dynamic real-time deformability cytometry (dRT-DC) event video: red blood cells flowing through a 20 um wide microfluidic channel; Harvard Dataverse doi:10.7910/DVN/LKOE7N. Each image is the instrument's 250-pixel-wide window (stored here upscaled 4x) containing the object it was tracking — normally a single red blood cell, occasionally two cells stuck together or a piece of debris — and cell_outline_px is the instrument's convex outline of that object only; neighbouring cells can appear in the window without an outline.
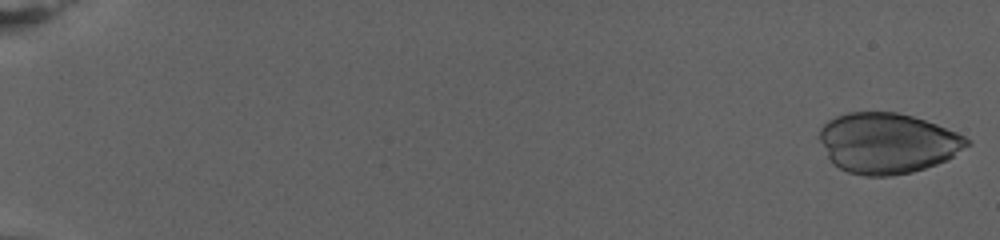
{"species": "human", "species_latin": "Homo sapiens", "temperature_condition": "warm", "stored_images_in_passage": 70, "camera_frame_rate_fps": 3000, "um_per_image_px": 0.085, "donor": {"sex": "female"}, "frame": {"image": 1, "passage_image": 2, "time_ms": 0.333, "image_size_px": [1000, 240], "cell_outline_px": [[972, 144], [948, 160], [912, 172], [888, 176], [864, 176], [848, 172], [840, 168], [828, 156], [820, 140], [820, 128], [828, 120], [836, 116], [848, 112], [896, 112], [912, 116], [936, 124], [956, 132], [972, 140]], "centroid_in_image_um": [75.47, 12.16], "position_along_channel_um": 9.5, "area_um2": 51.85}}
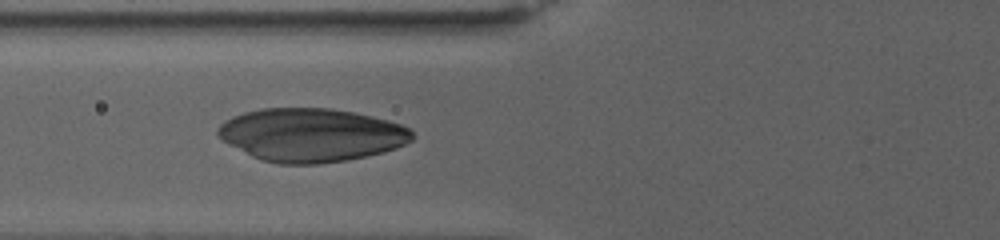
{"frame": {"image": 2, "passage_image": 34, "time_ms": 11.0, "image_size_px": [1000, 240], "cell_outline_px": [[412, 140], [396, 148], [384, 152], [348, 160], [320, 164], [280, 164], [260, 160], [228, 144], [216, 136], [216, 128], [224, 120], [232, 116], [244, 112], [260, 108], [332, 108], [356, 112], [388, 120], [400, 124], [408, 128], [412, 132]], "centroid_in_image_um": [26.41, 11.47], "position_along_channel_um": 99.4, "area_um2": 60.81}}
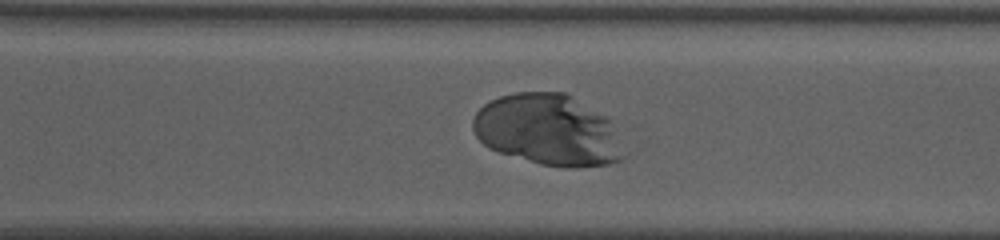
{"frame": {"image": 3, "passage_image": 59, "time_ms": 19.333, "image_size_px": [1000, 240], "cell_outline_px": [[624, 156], [620, 160], [608, 164], [576, 168], [564, 168], [540, 164], [500, 152], [488, 148], [476, 136], [472, 128], [472, 120], [476, 112], [484, 104], [500, 96], [516, 92], [564, 92], [608, 116]], "centroid_in_image_um": [46.55, 11.05], "position_along_channel_um": 324.1, "area_um2": 62.42}}